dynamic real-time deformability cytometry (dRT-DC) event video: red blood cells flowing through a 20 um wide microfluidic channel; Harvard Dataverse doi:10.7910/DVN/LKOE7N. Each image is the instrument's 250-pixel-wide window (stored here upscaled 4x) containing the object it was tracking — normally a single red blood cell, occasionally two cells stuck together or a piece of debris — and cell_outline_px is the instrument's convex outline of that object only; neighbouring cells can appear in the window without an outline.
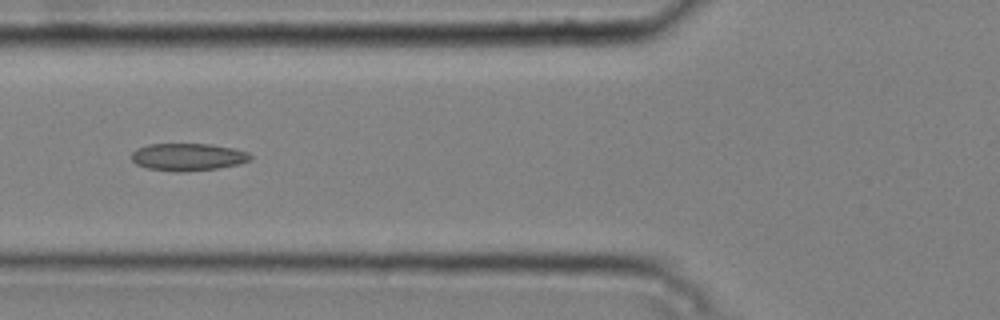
{"species": "common noctule bat (a hibernating species)", "species_latin": "Nyctalus noctula", "temperature_condition": "cold", "stored_images_in_passage": 9, "camera_frame_rate_fps": 3000, "um_per_image_px": 0.085, "animal": {"sex": "male", "body_mass_g": 20.4}, "frame": {"image": 1, "passage_image": 6, "time_ms": 1.667, "image_size_px": [1000, 320], "cell_outline_px": [[252, 160], [240, 164], [216, 168], [184, 172], [176, 172], [148, 168], [136, 164], [132, 160], [132, 152], [136, 148], [148, 144], [208, 144], [232, 148], [248, 152], [252, 156]], "centroid_in_image_um": [15.97, 13.34], "position_along_channel_um": 109.8, "area_um2": 19.02}}
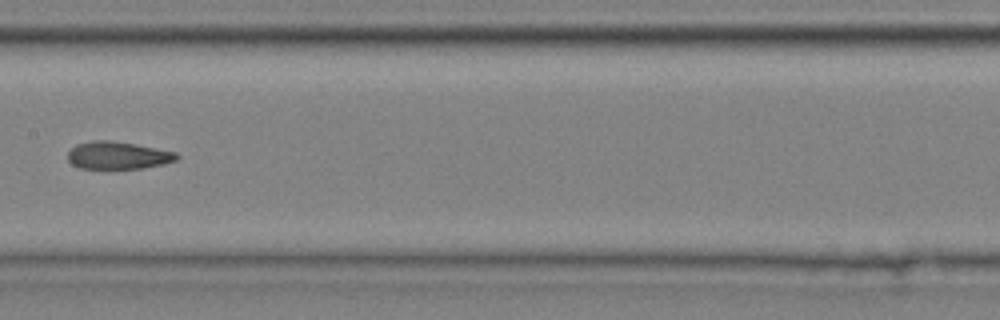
{"frame": {"image": 2, "passage_image": 8, "time_ms": 2.333, "image_size_px": [1000, 320], "cell_outline_px": [[180, 156], [176, 160], [164, 164], [140, 168], [80, 168], [72, 164], [68, 160], [68, 152], [76, 144], [92, 140], [112, 140], [136, 144], [176, 152]], "centroid_in_image_um": [10.02, 13.19], "position_along_channel_um": 197.4, "area_um2": 17.46}}
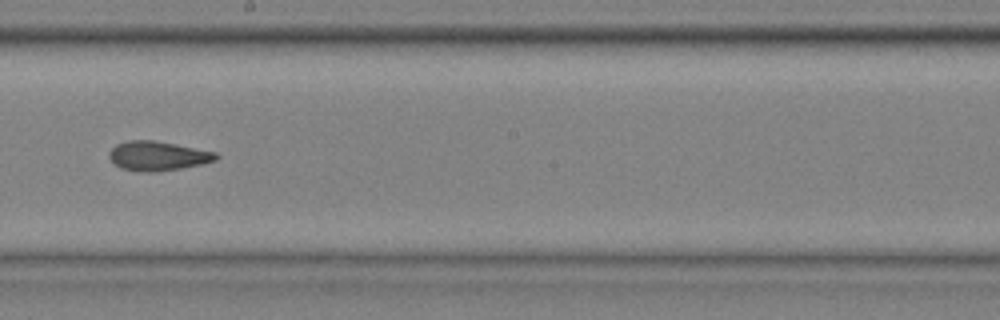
{"frame": {"image": 3, "passage_image": 9, "time_ms": 2.667, "image_size_px": [1000, 320], "cell_outline_px": [[220, 156], [216, 160], [204, 164], [180, 168], [152, 172], [140, 172], [120, 168], [108, 156], [108, 152], [116, 144], [128, 140], [156, 140], [216, 152]], "centroid_in_image_um": [13.42, 13.25], "position_along_channel_um": 234.8, "area_um2": 18.38}}